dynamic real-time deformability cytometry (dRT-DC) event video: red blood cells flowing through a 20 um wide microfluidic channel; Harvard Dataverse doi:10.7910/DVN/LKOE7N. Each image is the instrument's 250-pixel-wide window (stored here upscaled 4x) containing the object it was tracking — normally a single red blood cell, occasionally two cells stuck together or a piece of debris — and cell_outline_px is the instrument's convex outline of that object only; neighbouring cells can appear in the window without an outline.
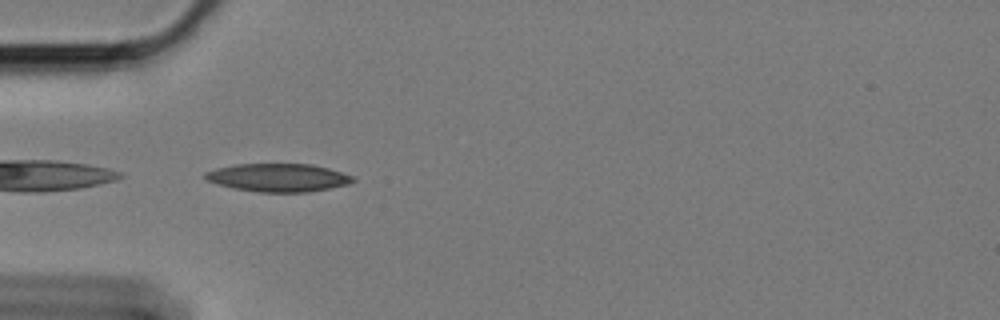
{"species": "Egyptian fruit bat (a non-hibernating species)", "species_latin": "Rousettus aegyptiacus", "temperature_condition": "cold", "stored_images_in_passage": 24, "camera_frame_rate_fps": 3000, "um_per_image_px": 0.085, "animal": {"sex": "female"}, "frame": {"image": 1, "passage_image": 1, "time_ms": 0.0, "image_size_px": [1000, 320], "cell_outline_px": [[356, 180], [348, 184], [308, 192], [260, 192], [232, 188], [208, 180], [204, 176], [204, 172], [216, 168], [236, 164], [312, 164], [328, 168], [352, 176]], "centroid_in_image_um": [23.64, 15.09], "position_along_channel_um": 61.4, "area_um2": 23.99}}
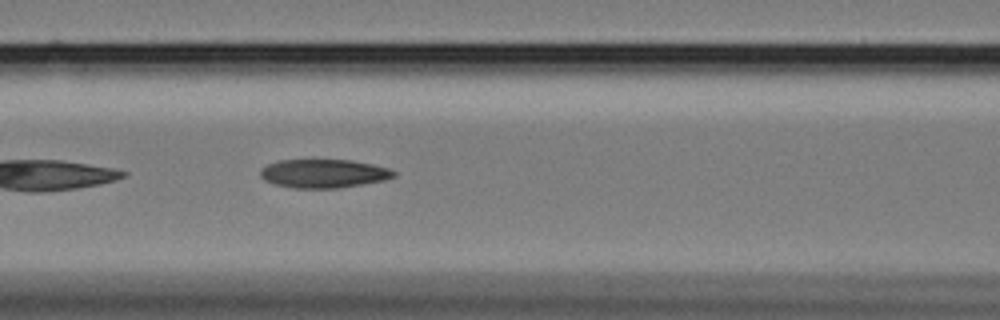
{"frame": {"image": 2, "passage_image": 8, "time_ms": 2.333, "image_size_px": [1000, 320], "cell_outline_px": [[396, 176], [384, 180], [340, 188], [292, 188], [276, 184], [264, 180], [260, 176], [260, 168], [268, 164], [280, 160], [352, 160], [372, 164], [388, 168], [396, 172]], "centroid_in_image_um": [27.5, 14.75], "position_along_channel_um": 139.1, "area_um2": 22.25}}
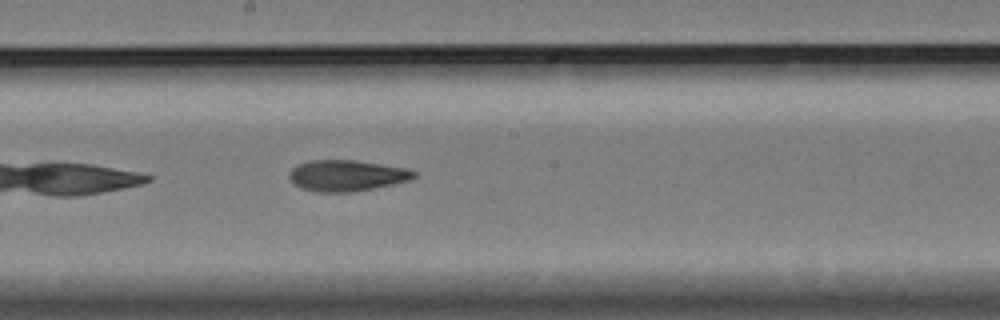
{"frame": {"image": 3, "passage_image": 15, "time_ms": 4.667, "image_size_px": [1000, 320], "cell_outline_px": [[416, 176], [408, 180], [392, 184], [352, 192], [316, 192], [300, 188], [292, 180], [292, 168], [296, 164], [308, 160], [356, 160], [404, 168], [416, 172]], "centroid_in_image_um": [29.45, 14.92], "position_along_channel_um": 218.7, "area_um2": 22.25}}